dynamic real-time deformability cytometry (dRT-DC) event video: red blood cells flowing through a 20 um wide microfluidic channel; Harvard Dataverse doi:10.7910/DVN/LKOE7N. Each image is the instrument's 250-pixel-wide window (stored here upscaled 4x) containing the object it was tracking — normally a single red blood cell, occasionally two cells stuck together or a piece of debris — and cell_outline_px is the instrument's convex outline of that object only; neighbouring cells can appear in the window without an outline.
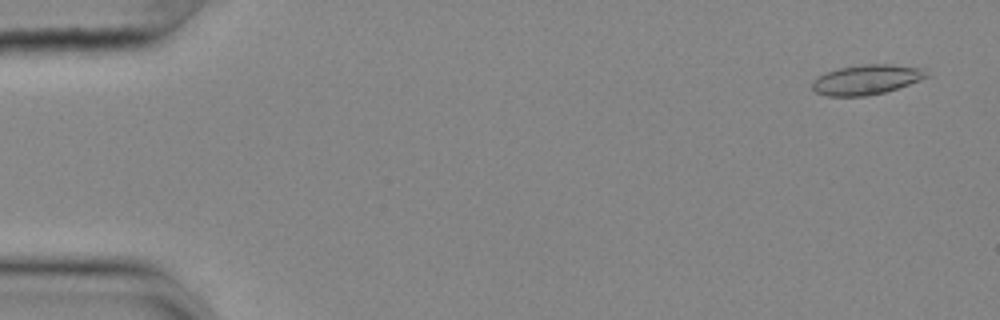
{"species": "common noctule bat (a hibernating species)", "species_latin": "Nyctalus noctula", "temperature_condition": "cold", "stored_images_in_passage": 54, "camera_frame_rate_fps": 3000, "um_per_image_px": 0.085, "animal": {"sex": "female", "body_mass_g": 25.1}, "frame": {"image": 1, "passage_image": 1, "time_ms": 0.0, "image_size_px": [1000, 320], "cell_outline_px": [[932, 76], [884, 92], [868, 96], [828, 96], [816, 92], [812, 88], [812, 80], [828, 72], [840, 68], [864, 64], [888, 64], [924, 68]], "centroid_in_image_um": [73.69, 6.77], "position_along_channel_um": 11.3, "area_um2": 19.77}}
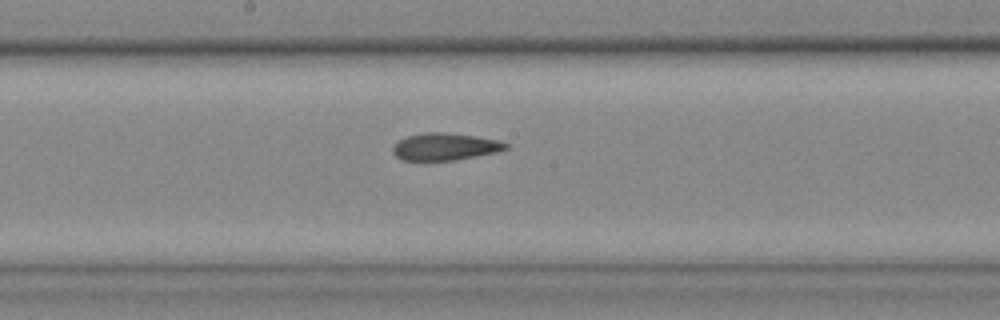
{"frame": {"image": 2, "passage_image": 28, "time_ms": 9.0, "image_size_px": [1000, 320], "cell_outline_px": [[508, 148], [496, 152], [456, 160], [404, 160], [396, 156], [392, 152], [392, 148], [400, 140], [408, 136], [424, 132], [444, 132], [476, 136], [500, 140], [508, 144]], "centroid_in_image_um": [37.85, 12.46], "position_along_channel_um": 210.4, "area_um2": 17.8}}
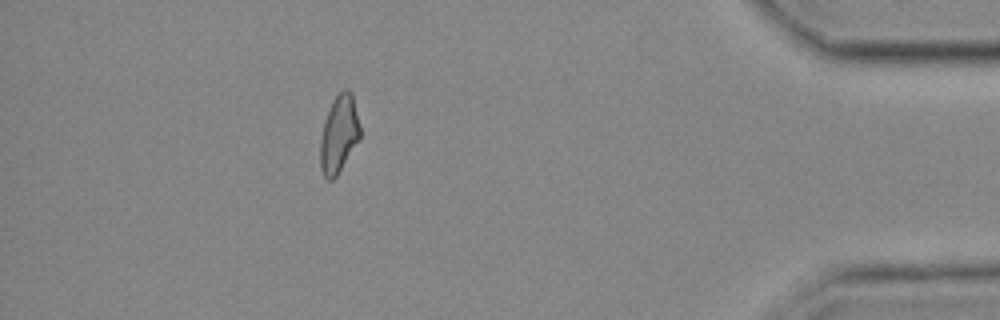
{"frame": {"image": 3, "passage_image": 48, "time_ms": 15.667, "image_size_px": [1000, 320], "cell_outline_px": [[360, 140], [336, 176], [332, 180], [328, 180], [324, 176], [320, 168], [320, 140], [324, 124], [332, 100], [344, 88], [348, 88], [352, 92], [360, 128]], "centroid_in_image_um": [28.82, 11.4], "position_along_channel_um": 406.4, "area_um2": 17.92}, "authors_computed_cell_mechanics": {"area_um2": 18.7272, "velocity_mm_per_s": 3.6524, "shape_relaxation_time_tau1_ms": null, "shape_relaxation_time_tau2_ms": 4.0029, "deformation_change_tau1": null, "deformation_change_tau2": 0.1173}}